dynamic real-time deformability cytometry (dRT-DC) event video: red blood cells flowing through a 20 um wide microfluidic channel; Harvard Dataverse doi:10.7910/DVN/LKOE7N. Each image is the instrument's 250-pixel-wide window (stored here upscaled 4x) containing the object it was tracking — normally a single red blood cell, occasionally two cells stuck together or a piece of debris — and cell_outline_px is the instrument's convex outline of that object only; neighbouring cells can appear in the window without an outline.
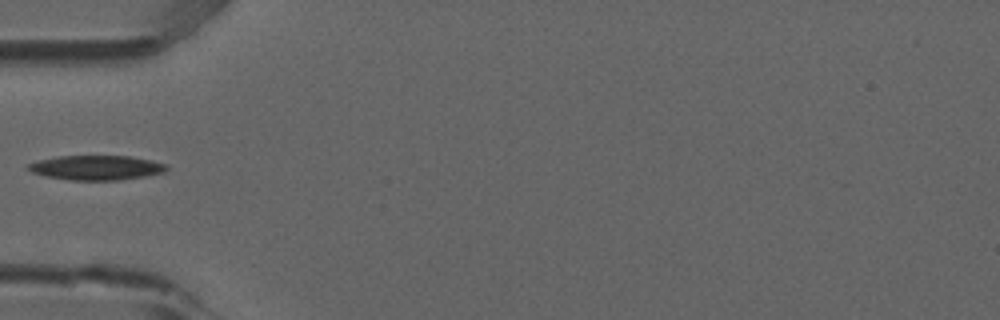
{"species": "common noctule bat (a hibernating species)", "species_latin": "Nyctalus noctula", "temperature_condition": "room temperature", "stored_images_in_passage": 2, "camera_frame_rate_fps": 3000, "um_per_image_px": 0.085, "animal": {"sex": "male", "forearm_length_mm": 52.5}, "frame": {"image": 1, "passage_image": 2, "time_ms": 0.333, "image_size_px": [1000, 320], "cell_outline_px": [[168, 168], [164, 172], [144, 176], [120, 180], [68, 180], [44, 176], [32, 172], [24, 168], [24, 164], [56, 156], [128, 156], [152, 160], [168, 164]], "centroid_in_image_um": [8.14, 14.25], "position_along_channel_um": 76.9, "area_um2": 20.06}}